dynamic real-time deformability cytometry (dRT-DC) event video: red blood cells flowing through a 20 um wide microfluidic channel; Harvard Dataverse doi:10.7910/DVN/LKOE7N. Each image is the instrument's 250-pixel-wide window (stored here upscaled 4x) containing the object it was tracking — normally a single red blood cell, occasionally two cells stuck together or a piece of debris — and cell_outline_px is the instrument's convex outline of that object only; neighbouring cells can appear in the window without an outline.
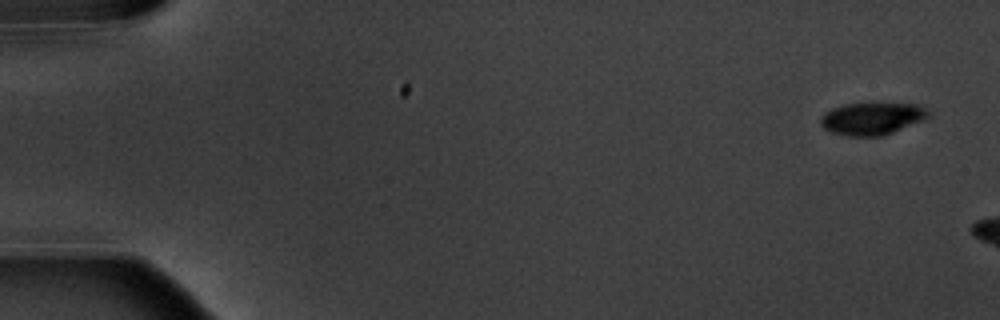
{"species": "common noctule bat (a hibernating species)", "species_latin": "Nyctalus noctula", "temperature_condition": "warm", "stored_images_in_passage": 3, "camera_frame_rate_fps": 3000, "um_per_image_px": 0.085, "animal": {"sex": "male", "body_mass_g": 20.1, "forearm_length_mm": 53.5}, "frame": {"image": 1, "passage_image": 1, "time_ms": 0.0, "image_size_px": [1000, 320], "cell_outline_px": [[928, 116], [924, 120], [892, 132], [880, 136], [848, 136], [832, 132], [824, 128], [820, 124], [820, 116], [824, 112], [832, 108], [848, 104], [916, 104], [924, 108], [928, 112]], "centroid_in_image_um": [74.07, 10.09], "position_along_channel_um": 10.9, "area_um2": 19.94}}